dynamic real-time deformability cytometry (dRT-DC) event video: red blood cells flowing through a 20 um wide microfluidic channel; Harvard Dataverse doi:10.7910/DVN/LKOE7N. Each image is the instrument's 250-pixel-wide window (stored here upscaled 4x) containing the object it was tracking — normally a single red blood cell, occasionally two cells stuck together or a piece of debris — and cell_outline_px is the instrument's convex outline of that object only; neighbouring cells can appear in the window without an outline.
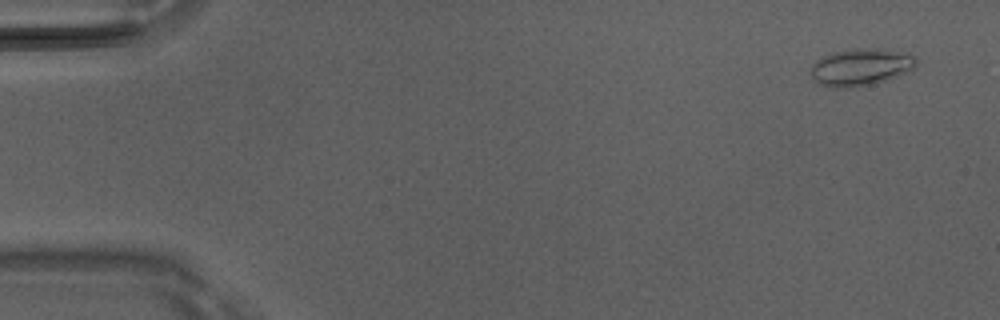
{"species": "Egyptian fruit bat (a non-hibernating species)", "species_latin": "Rousettus aegyptiacus", "temperature_condition": "room temperature", "stored_images_in_passage": 4, "camera_frame_rate_fps": 3000, "um_per_image_px": 0.085, "animal": {"sex": "male"}, "frame": {"image": 1, "passage_image": 1, "time_ms": 0.0, "image_size_px": [1000, 320], "cell_outline_px": [[916, 64], [908, 72], [888, 80], [852, 88], [832, 88], [820, 84], [812, 80], [812, 64], [816, 60], [824, 56], [836, 52], [868, 48], [876, 48], [912, 56], [916, 60]], "centroid_in_image_um": [73.11, 5.75], "position_along_channel_um": 11.9, "area_um2": 22.31}}